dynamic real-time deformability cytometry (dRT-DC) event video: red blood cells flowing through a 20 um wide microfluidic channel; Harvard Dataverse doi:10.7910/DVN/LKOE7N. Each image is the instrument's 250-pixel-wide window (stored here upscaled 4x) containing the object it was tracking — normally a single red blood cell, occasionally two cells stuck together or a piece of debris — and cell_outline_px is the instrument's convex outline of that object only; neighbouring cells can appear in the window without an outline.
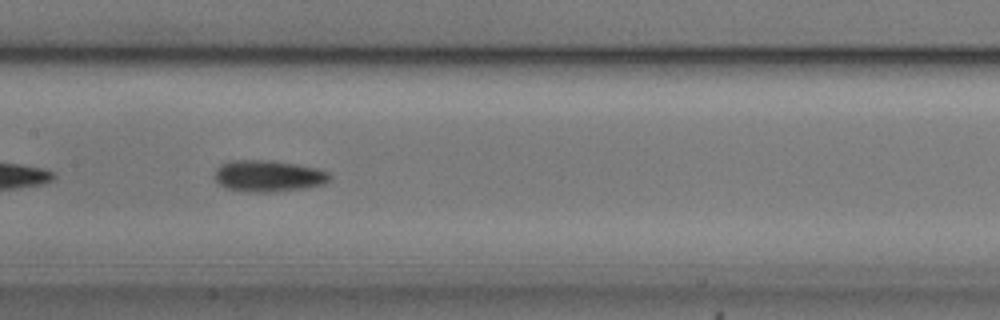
{"species": "common noctule bat (a hibernating species)", "species_latin": "Nyctalus noctula", "temperature_condition": "cold", "stored_images_in_passage": 36, "camera_frame_rate_fps": 3000, "um_per_image_px": 0.085, "animal": {"sex": "male", "body_mass_g": 20.5, "forearm_length_mm": 52.5}, "frame": {"image": 1, "passage_image": 11, "time_ms": 3.333, "image_size_px": [1000, 320], "cell_outline_px": [[332, 180], [324, 184], [304, 188], [268, 192], [248, 192], [228, 188], [220, 184], [216, 180], [216, 168], [220, 164], [228, 160], [272, 160], [320, 168], [328, 172], [332, 176]], "centroid_in_image_um": [22.85, 14.94], "position_along_channel_um": 184.5, "area_um2": 21.27}, "authors_computed_cell_mechanics": {"area_um2": 19.2763, "velocity_mm_per_s": 3.7288, "shape_relaxation_time_tau1_ms": 3.5986, "shape_relaxation_time_tau2_ms": null, "deformation_change_tau1": 0.0816, "deformation_change_tau2": null}}